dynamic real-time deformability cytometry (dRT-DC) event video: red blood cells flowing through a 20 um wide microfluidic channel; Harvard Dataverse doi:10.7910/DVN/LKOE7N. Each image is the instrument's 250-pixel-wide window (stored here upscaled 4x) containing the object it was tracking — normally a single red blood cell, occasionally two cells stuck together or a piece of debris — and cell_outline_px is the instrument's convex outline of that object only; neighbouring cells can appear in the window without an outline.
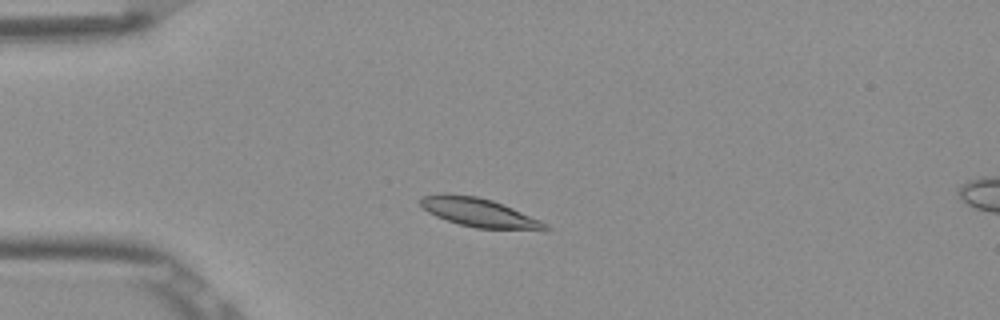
{"species": "Egyptian fruit bat (a non-hibernating species)", "species_latin": "Rousettus aegyptiacus", "temperature_condition": "room temperature", "stored_images_in_passage": 6, "camera_frame_rate_fps": 3000, "um_per_image_px": 0.085, "frame": {"image": 1, "passage_image": 2, "time_ms": 0.333, "image_size_px": [1000, 320], "cell_outline_px": [[552, 228], [548, 232], [544, 232], [476, 228], [460, 224], [436, 216], [428, 212], [420, 204], [420, 200], [424, 196], [440, 192], [448, 192], [476, 196], [492, 200], [512, 208], [540, 220], [548, 224]], "centroid_in_image_um": [40.82, 18.09], "position_along_channel_um": 44.2, "area_um2": 21.5}}
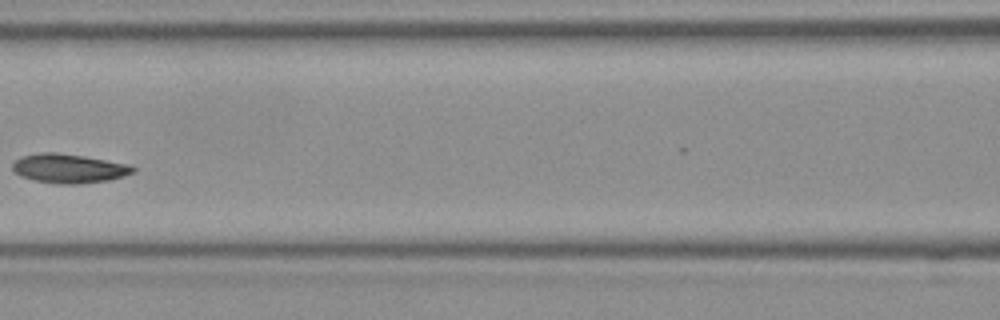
{"frame": {"image": 2, "passage_image": 5, "time_ms": 1.333, "image_size_px": [1000, 320], "cell_outline_px": [[136, 172], [108, 180], [80, 184], [60, 184], [32, 180], [20, 176], [12, 168], [12, 164], [20, 156], [40, 152], [56, 152], [84, 156], [128, 164], [136, 168]], "centroid_in_image_um": [5.84, 14.31], "position_along_channel_um": 160.8, "area_um2": 20.52}}
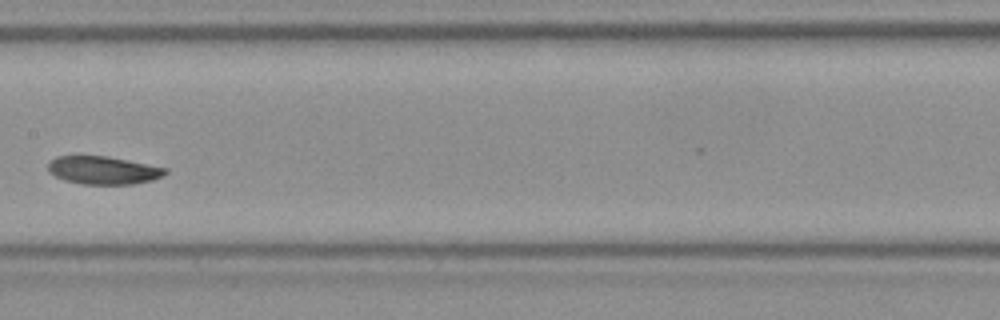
{"frame": {"image": 3, "passage_image": 6, "time_ms": 1.667, "image_size_px": [1000, 320], "cell_outline_px": [[168, 172], [164, 176], [152, 180], [132, 184], [84, 184], [64, 180], [48, 172], [48, 164], [56, 156], [108, 156], [168, 168]], "centroid_in_image_um": [8.8, 14.47], "position_along_channel_um": 198.6, "area_um2": 19.13}}